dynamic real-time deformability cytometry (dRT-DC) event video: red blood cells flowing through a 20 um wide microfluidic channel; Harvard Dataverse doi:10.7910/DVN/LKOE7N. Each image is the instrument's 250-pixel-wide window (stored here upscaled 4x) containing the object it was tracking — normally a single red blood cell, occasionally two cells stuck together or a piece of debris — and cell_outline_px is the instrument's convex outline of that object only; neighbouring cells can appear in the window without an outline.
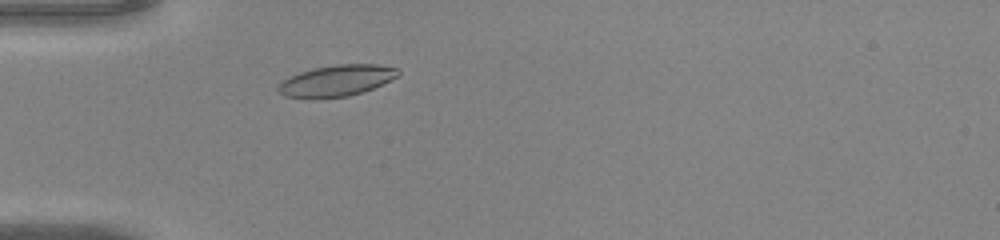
{"species": "common noctule bat (a hibernating species)", "species_latin": "Nyctalus noctula", "temperature_condition": "warm", "stored_images_in_passage": 38, "camera_frame_rate_fps": 3000, "um_per_image_px": 0.085, "animal": {"sex": "male", "body_mass_g": 20.0, "forearm_length_mm": 53.3}, "frame": {"image": 1, "passage_image": 6, "time_ms": 1.667, "image_size_px": [1000, 240], "cell_outline_px": [[400, 72], [396, 76], [364, 92], [348, 96], [284, 96], [276, 88], [288, 76], [300, 72], [316, 68], [336, 64], [376, 64], [396, 68]], "centroid_in_image_um": [28.62, 6.82], "position_along_channel_um": 56.4, "area_um2": 20.92}}
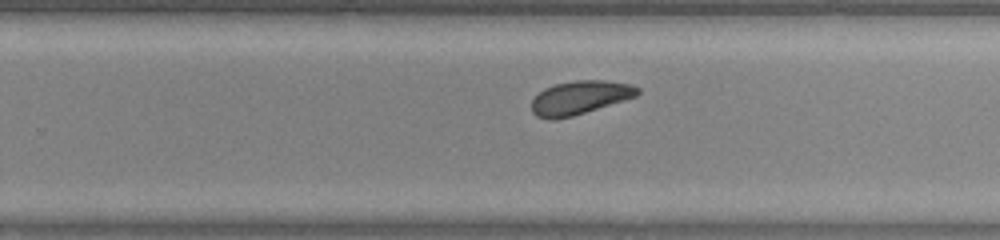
{"frame": {"image": 2, "passage_image": 22, "time_ms": 7.0, "image_size_px": [1000, 240], "cell_outline_px": [[640, 92], [636, 96], [624, 100], [572, 116], [556, 120], [548, 120], [536, 116], [532, 112], [532, 100], [544, 88], [556, 84], [576, 80], [604, 80], [632, 84], [640, 88]], "centroid_in_image_um": [49.28, 8.3], "position_along_channel_um": 280.5, "area_um2": 20.69}}
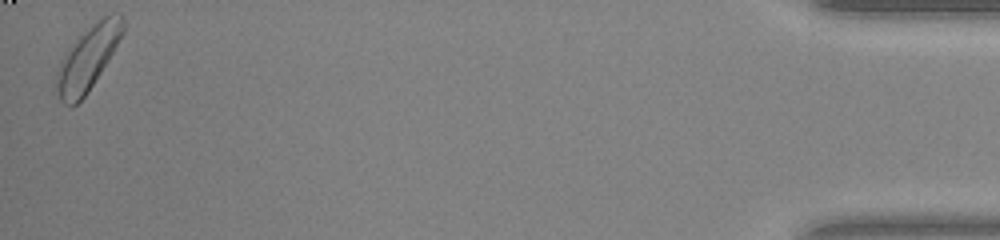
{"frame": {"image": 3, "passage_image": 38, "time_ms": 12.333, "image_size_px": [1000, 240], "cell_outline_px": [[124, 32], [108, 60], [88, 92], [72, 108], [68, 108], [60, 100], [52, 88], [56, 72], [60, 60], [64, 52], [100, 16], [120, 12], [124, 20]], "centroid_in_image_um": [7.41, 4.99], "position_along_channel_um": 427.8, "area_um2": 25.26}}